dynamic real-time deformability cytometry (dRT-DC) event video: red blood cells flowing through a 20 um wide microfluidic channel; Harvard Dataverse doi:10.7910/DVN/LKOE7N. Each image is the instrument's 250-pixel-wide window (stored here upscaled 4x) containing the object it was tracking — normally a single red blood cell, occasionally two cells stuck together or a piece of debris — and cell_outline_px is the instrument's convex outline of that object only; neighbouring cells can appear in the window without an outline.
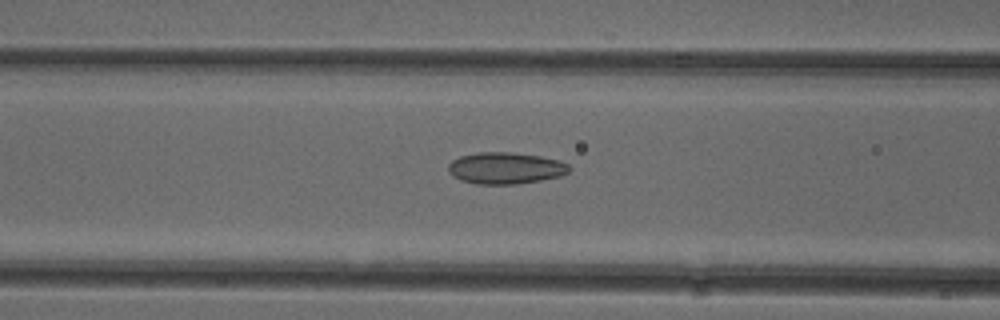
{"species": "common noctule bat (a hibernating species)", "species_latin": "Nyctalus noctula", "temperature_condition": "cold", "stored_images_in_passage": 44, "camera_frame_rate_fps": 3000, "um_per_image_px": 0.085, "animal": {"sex": "female"}, "frame": {"image": 1, "passage_image": 13, "time_ms": 4.0, "image_size_px": [1000, 320], "cell_outline_px": [[572, 168], [568, 172], [560, 176], [540, 180], [516, 184], [476, 184], [460, 180], [452, 176], [448, 172], [448, 164], [452, 160], [460, 156], [476, 152], [512, 152], [540, 156], [560, 160], [568, 164]], "centroid_in_image_um": [42.95, 14.28], "position_along_channel_um": 123.6, "area_um2": 22.48}}
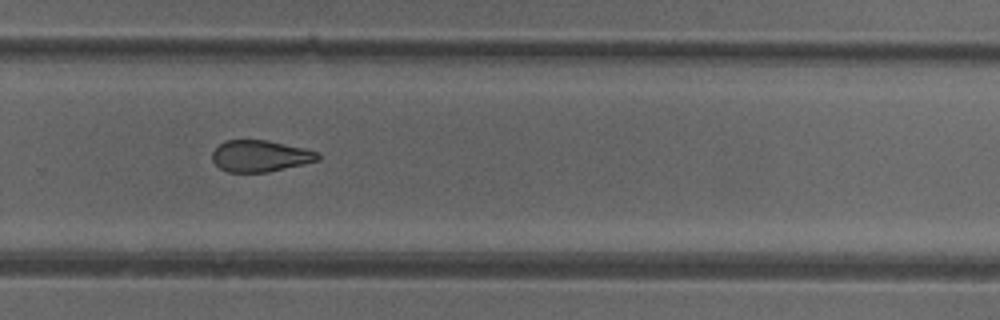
{"frame": {"image": 2, "passage_image": 27, "time_ms": 8.667, "image_size_px": [1000, 320], "cell_outline_px": [[320, 160], [304, 164], [268, 172], [228, 172], [220, 168], [212, 160], [212, 152], [224, 140], [268, 140], [304, 148], [320, 152]], "centroid_in_image_um": [22.14, 13.26], "position_along_channel_um": 307.7, "area_um2": 19.48}}
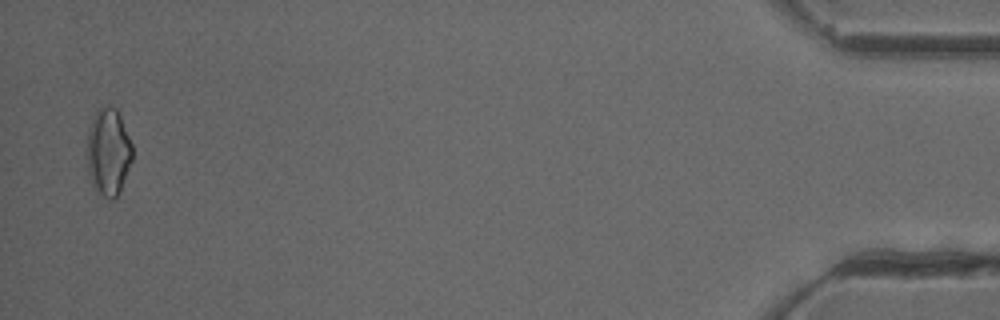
{"frame": {"image": 3, "passage_image": 43, "time_ms": 14.0, "image_size_px": [1000, 320], "cell_outline_px": [[132, 160], [120, 192], [112, 200], [108, 200], [92, 184], [88, 172], [88, 132], [92, 120], [96, 112], [100, 108], [108, 104], [112, 104], [116, 108], [120, 116], [132, 144]], "centroid_in_image_um": [9.23, 12.9], "position_along_channel_um": 426.0, "area_um2": 22.83}, "authors_computed_cell_mechanics": {"area_um2": 21.097, "velocity_mm_per_s": 3.9533, "shape_relaxation_time_tau1_ms": null, "shape_relaxation_time_tau2_ms": 2.5518, "deformation_change_tau1": null, "deformation_change_tau2": 0.0853}}